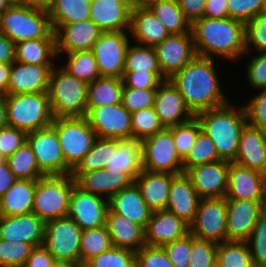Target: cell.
Returning a JSON list of instances; mask_svg holds the SVG:
<instances>
[{
	"instance_id": "1",
	"label": "cell",
	"mask_w": 266,
	"mask_h": 267,
	"mask_svg": "<svg viewBox=\"0 0 266 267\" xmlns=\"http://www.w3.org/2000/svg\"><path fill=\"white\" fill-rule=\"evenodd\" d=\"M215 58L195 56L169 80L179 90L191 113L220 107L230 100L223 92Z\"/></svg>"
},
{
	"instance_id": "2",
	"label": "cell",
	"mask_w": 266,
	"mask_h": 267,
	"mask_svg": "<svg viewBox=\"0 0 266 267\" xmlns=\"http://www.w3.org/2000/svg\"><path fill=\"white\" fill-rule=\"evenodd\" d=\"M191 34L197 56L236 63L246 53L245 23L239 20L202 17L191 23Z\"/></svg>"
},
{
	"instance_id": "3",
	"label": "cell",
	"mask_w": 266,
	"mask_h": 267,
	"mask_svg": "<svg viewBox=\"0 0 266 267\" xmlns=\"http://www.w3.org/2000/svg\"><path fill=\"white\" fill-rule=\"evenodd\" d=\"M196 118L202 131L215 144L218 156L233 162L238 152L240 133L247 124L244 106L239 107L229 101L220 107L198 113Z\"/></svg>"
},
{
	"instance_id": "4",
	"label": "cell",
	"mask_w": 266,
	"mask_h": 267,
	"mask_svg": "<svg viewBox=\"0 0 266 267\" xmlns=\"http://www.w3.org/2000/svg\"><path fill=\"white\" fill-rule=\"evenodd\" d=\"M88 84L54 66L50 74L48 95L54 118L80 117L87 112Z\"/></svg>"
},
{
	"instance_id": "5",
	"label": "cell",
	"mask_w": 266,
	"mask_h": 267,
	"mask_svg": "<svg viewBox=\"0 0 266 267\" xmlns=\"http://www.w3.org/2000/svg\"><path fill=\"white\" fill-rule=\"evenodd\" d=\"M0 32L15 44L24 40L56 38L47 11L27 5L10 6L0 14Z\"/></svg>"
},
{
	"instance_id": "6",
	"label": "cell",
	"mask_w": 266,
	"mask_h": 267,
	"mask_svg": "<svg viewBox=\"0 0 266 267\" xmlns=\"http://www.w3.org/2000/svg\"><path fill=\"white\" fill-rule=\"evenodd\" d=\"M8 126L25 132L48 127L52 114L48 93L6 95Z\"/></svg>"
},
{
	"instance_id": "7",
	"label": "cell",
	"mask_w": 266,
	"mask_h": 267,
	"mask_svg": "<svg viewBox=\"0 0 266 267\" xmlns=\"http://www.w3.org/2000/svg\"><path fill=\"white\" fill-rule=\"evenodd\" d=\"M74 184L71 174L43 175L36 180L32 212L44 222L67 217Z\"/></svg>"
},
{
	"instance_id": "8",
	"label": "cell",
	"mask_w": 266,
	"mask_h": 267,
	"mask_svg": "<svg viewBox=\"0 0 266 267\" xmlns=\"http://www.w3.org/2000/svg\"><path fill=\"white\" fill-rule=\"evenodd\" d=\"M51 126L56 130L66 164L73 169L90 151L97 135L85 116L54 118Z\"/></svg>"
},
{
	"instance_id": "9",
	"label": "cell",
	"mask_w": 266,
	"mask_h": 267,
	"mask_svg": "<svg viewBox=\"0 0 266 267\" xmlns=\"http://www.w3.org/2000/svg\"><path fill=\"white\" fill-rule=\"evenodd\" d=\"M82 229L71 218H57L45 222L43 246L58 263L80 264Z\"/></svg>"
},
{
	"instance_id": "10",
	"label": "cell",
	"mask_w": 266,
	"mask_h": 267,
	"mask_svg": "<svg viewBox=\"0 0 266 267\" xmlns=\"http://www.w3.org/2000/svg\"><path fill=\"white\" fill-rule=\"evenodd\" d=\"M142 169L151 172L183 173V159L179 156L170 128H164L141 141Z\"/></svg>"
},
{
	"instance_id": "11",
	"label": "cell",
	"mask_w": 266,
	"mask_h": 267,
	"mask_svg": "<svg viewBox=\"0 0 266 267\" xmlns=\"http://www.w3.org/2000/svg\"><path fill=\"white\" fill-rule=\"evenodd\" d=\"M130 39L129 31L101 33L91 50L96 58L101 77L123 78L126 51L131 43Z\"/></svg>"
},
{
	"instance_id": "12",
	"label": "cell",
	"mask_w": 266,
	"mask_h": 267,
	"mask_svg": "<svg viewBox=\"0 0 266 267\" xmlns=\"http://www.w3.org/2000/svg\"><path fill=\"white\" fill-rule=\"evenodd\" d=\"M27 142L35 155L39 170L44 175L71 174L66 164L56 130L48 127L27 133Z\"/></svg>"
},
{
	"instance_id": "13",
	"label": "cell",
	"mask_w": 266,
	"mask_h": 267,
	"mask_svg": "<svg viewBox=\"0 0 266 267\" xmlns=\"http://www.w3.org/2000/svg\"><path fill=\"white\" fill-rule=\"evenodd\" d=\"M227 206L226 198L200 199L189 233L197 239L216 243L227 241L226 235Z\"/></svg>"
},
{
	"instance_id": "14",
	"label": "cell",
	"mask_w": 266,
	"mask_h": 267,
	"mask_svg": "<svg viewBox=\"0 0 266 267\" xmlns=\"http://www.w3.org/2000/svg\"><path fill=\"white\" fill-rule=\"evenodd\" d=\"M85 117L99 138H132L131 113L121 103L90 108Z\"/></svg>"
},
{
	"instance_id": "15",
	"label": "cell",
	"mask_w": 266,
	"mask_h": 267,
	"mask_svg": "<svg viewBox=\"0 0 266 267\" xmlns=\"http://www.w3.org/2000/svg\"><path fill=\"white\" fill-rule=\"evenodd\" d=\"M107 211L106 198L84 191L74 184L67 217L73 219L82 230L106 226Z\"/></svg>"
},
{
	"instance_id": "16",
	"label": "cell",
	"mask_w": 266,
	"mask_h": 267,
	"mask_svg": "<svg viewBox=\"0 0 266 267\" xmlns=\"http://www.w3.org/2000/svg\"><path fill=\"white\" fill-rule=\"evenodd\" d=\"M230 161L218 160L189 168L185 174L200 199L225 197L228 188Z\"/></svg>"
},
{
	"instance_id": "17",
	"label": "cell",
	"mask_w": 266,
	"mask_h": 267,
	"mask_svg": "<svg viewBox=\"0 0 266 267\" xmlns=\"http://www.w3.org/2000/svg\"><path fill=\"white\" fill-rule=\"evenodd\" d=\"M227 241H247L258 216L264 211V202L246 199H226Z\"/></svg>"
},
{
	"instance_id": "18",
	"label": "cell",
	"mask_w": 266,
	"mask_h": 267,
	"mask_svg": "<svg viewBox=\"0 0 266 267\" xmlns=\"http://www.w3.org/2000/svg\"><path fill=\"white\" fill-rule=\"evenodd\" d=\"M155 50L160 70L167 79L196 56L191 33L169 34Z\"/></svg>"
},
{
	"instance_id": "19",
	"label": "cell",
	"mask_w": 266,
	"mask_h": 267,
	"mask_svg": "<svg viewBox=\"0 0 266 267\" xmlns=\"http://www.w3.org/2000/svg\"><path fill=\"white\" fill-rule=\"evenodd\" d=\"M52 28L56 36L57 57H61V54L92 50L93 44L102 33L91 19L52 25Z\"/></svg>"
},
{
	"instance_id": "20",
	"label": "cell",
	"mask_w": 266,
	"mask_h": 267,
	"mask_svg": "<svg viewBox=\"0 0 266 267\" xmlns=\"http://www.w3.org/2000/svg\"><path fill=\"white\" fill-rule=\"evenodd\" d=\"M54 66L12 62L7 95L48 93L50 74Z\"/></svg>"
},
{
	"instance_id": "21",
	"label": "cell",
	"mask_w": 266,
	"mask_h": 267,
	"mask_svg": "<svg viewBox=\"0 0 266 267\" xmlns=\"http://www.w3.org/2000/svg\"><path fill=\"white\" fill-rule=\"evenodd\" d=\"M154 109L164 128L185 123L194 115L185 104L179 90L167 79L156 90Z\"/></svg>"
},
{
	"instance_id": "22",
	"label": "cell",
	"mask_w": 266,
	"mask_h": 267,
	"mask_svg": "<svg viewBox=\"0 0 266 267\" xmlns=\"http://www.w3.org/2000/svg\"><path fill=\"white\" fill-rule=\"evenodd\" d=\"M189 234V225L176 214L164 209L153 211L144 228L145 245L163 246Z\"/></svg>"
},
{
	"instance_id": "23",
	"label": "cell",
	"mask_w": 266,
	"mask_h": 267,
	"mask_svg": "<svg viewBox=\"0 0 266 267\" xmlns=\"http://www.w3.org/2000/svg\"><path fill=\"white\" fill-rule=\"evenodd\" d=\"M45 222L36 214L0 216V239L43 245Z\"/></svg>"
},
{
	"instance_id": "24",
	"label": "cell",
	"mask_w": 266,
	"mask_h": 267,
	"mask_svg": "<svg viewBox=\"0 0 266 267\" xmlns=\"http://www.w3.org/2000/svg\"><path fill=\"white\" fill-rule=\"evenodd\" d=\"M75 184L84 191L102 196L109 200L120 190L129 187L134 181L123 172L106 169L88 172H71Z\"/></svg>"
},
{
	"instance_id": "25",
	"label": "cell",
	"mask_w": 266,
	"mask_h": 267,
	"mask_svg": "<svg viewBox=\"0 0 266 267\" xmlns=\"http://www.w3.org/2000/svg\"><path fill=\"white\" fill-rule=\"evenodd\" d=\"M264 173L230 162L226 199L263 202Z\"/></svg>"
},
{
	"instance_id": "26",
	"label": "cell",
	"mask_w": 266,
	"mask_h": 267,
	"mask_svg": "<svg viewBox=\"0 0 266 267\" xmlns=\"http://www.w3.org/2000/svg\"><path fill=\"white\" fill-rule=\"evenodd\" d=\"M234 163L266 172V131L246 124L239 138V147Z\"/></svg>"
},
{
	"instance_id": "27",
	"label": "cell",
	"mask_w": 266,
	"mask_h": 267,
	"mask_svg": "<svg viewBox=\"0 0 266 267\" xmlns=\"http://www.w3.org/2000/svg\"><path fill=\"white\" fill-rule=\"evenodd\" d=\"M199 200L190 178L185 173L172 178L166 210L190 225L195 218Z\"/></svg>"
},
{
	"instance_id": "28",
	"label": "cell",
	"mask_w": 266,
	"mask_h": 267,
	"mask_svg": "<svg viewBox=\"0 0 266 267\" xmlns=\"http://www.w3.org/2000/svg\"><path fill=\"white\" fill-rule=\"evenodd\" d=\"M106 170L123 172L133 181L142 172L141 141L131 139H111V158Z\"/></svg>"
},
{
	"instance_id": "29",
	"label": "cell",
	"mask_w": 266,
	"mask_h": 267,
	"mask_svg": "<svg viewBox=\"0 0 266 267\" xmlns=\"http://www.w3.org/2000/svg\"><path fill=\"white\" fill-rule=\"evenodd\" d=\"M108 208L113 213L123 215L143 228L152 215V210L143 200L140 190L134 182L129 187L114 194L108 200Z\"/></svg>"
},
{
	"instance_id": "30",
	"label": "cell",
	"mask_w": 266,
	"mask_h": 267,
	"mask_svg": "<svg viewBox=\"0 0 266 267\" xmlns=\"http://www.w3.org/2000/svg\"><path fill=\"white\" fill-rule=\"evenodd\" d=\"M174 176L170 173L142 170L134 179V183L139 188L143 200L152 212L166 209L170 185Z\"/></svg>"
},
{
	"instance_id": "31",
	"label": "cell",
	"mask_w": 266,
	"mask_h": 267,
	"mask_svg": "<svg viewBox=\"0 0 266 267\" xmlns=\"http://www.w3.org/2000/svg\"><path fill=\"white\" fill-rule=\"evenodd\" d=\"M129 32L135 43L154 48L169 35L149 8H136L131 12Z\"/></svg>"
},
{
	"instance_id": "32",
	"label": "cell",
	"mask_w": 266,
	"mask_h": 267,
	"mask_svg": "<svg viewBox=\"0 0 266 267\" xmlns=\"http://www.w3.org/2000/svg\"><path fill=\"white\" fill-rule=\"evenodd\" d=\"M90 18L102 32L129 31L131 11L116 0L90 3Z\"/></svg>"
},
{
	"instance_id": "33",
	"label": "cell",
	"mask_w": 266,
	"mask_h": 267,
	"mask_svg": "<svg viewBox=\"0 0 266 267\" xmlns=\"http://www.w3.org/2000/svg\"><path fill=\"white\" fill-rule=\"evenodd\" d=\"M106 227L115 247L137 252L145 245L144 228L123 215L113 213L109 208L106 214Z\"/></svg>"
},
{
	"instance_id": "34",
	"label": "cell",
	"mask_w": 266,
	"mask_h": 267,
	"mask_svg": "<svg viewBox=\"0 0 266 267\" xmlns=\"http://www.w3.org/2000/svg\"><path fill=\"white\" fill-rule=\"evenodd\" d=\"M36 180H19L0 198V216L32 213Z\"/></svg>"
},
{
	"instance_id": "35",
	"label": "cell",
	"mask_w": 266,
	"mask_h": 267,
	"mask_svg": "<svg viewBox=\"0 0 266 267\" xmlns=\"http://www.w3.org/2000/svg\"><path fill=\"white\" fill-rule=\"evenodd\" d=\"M56 38L24 40L15 44V61L34 65H57Z\"/></svg>"
},
{
	"instance_id": "36",
	"label": "cell",
	"mask_w": 266,
	"mask_h": 267,
	"mask_svg": "<svg viewBox=\"0 0 266 267\" xmlns=\"http://www.w3.org/2000/svg\"><path fill=\"white\" fill-rule=\"evenodd\" d=\"M124 84L121 78L99 77L88 84L87 111L90 108L121 103Z\"/></svg>"
},
{
	"instance_id": "37",
	"label": "cell",
	"mask_w": 266,
	"mask_h": 267,
	"mask_svg": "<svg viewBox=\"0 0 266 267\" xmlns=\"http://www.w3.org/2000/svg\"><path fill=\"white\" fill-rule=\"evenodd\" d=\"M87 0H53L47 10L51 25H66L90 18Z\"/></svg>"
},
{
	"instance_id": "38",
	"label": "cell",
	"mask_w": 266,
	"mask_h": 267,
	"mask_svg": "<svg viewBox=\"0 0 266 267\" xmlns=\"http://www.w3.org/2000/svg\"><path fill=\"white\" fill-rule=\"evenodd\" d=\"M149 9L169 34L191 33V23L184 16L176 0H159Z\"/></svg>"
},
{
	"instance_id": "39",
	"label": "cell",
	"mask_w": 266,
	"mask_h": 267,
	"mask_svg": "<svg viewBox=\"0 0 266 267\" xmlns=\"http://www.w3.org/2000/svg\"><path fill=\"white\" fill-rule=\"evenodd\" d=\"M124 71H150L162 81L167 80L160 70L155 48L137 43L131 42L127 48Z\"/></svg>"
},
{
	"instance_id": "40",
	"label": "cell",
	"mask_w": 266,
	"mask_h": 267,
	"mask_svg": "<svg viewBox=\"0 0 266 267\" xmlns=\"http://www.w3.org/2000/svg\"><path fill=\"white\" fill-rule=\"evenodd\" d=\"M67 56L63 68L67 73L89 84L100 77L96 58L91 50L64 54Z\"/></svg>"
},
{
	"instance_id": "41",
	"label": "cell",
	"mask_w": 266,
	"mask_h": 267,
	"mask_svg": "<svg viewBox=\"0 0 266 267\" xmlns=\"http://www.w3.org/2000/svg\"><path fill=\"white\" fill-rule=\"evenodd\" d=\"M217 267H254L250 249L245 241H223L218 243Z\"/></svg>"
},
{
	"instance_id": "42",
	"label": "cell",
	"mask_w": 266,
	"mask_h": 267,
	"mask_svg": "<svg viewBox=\"0 0 266 267\" xmlns=\"http://www.w3.org/2000/svg\"><path fill=\"white\" fill-rule=\"evenodd\" d=\"M6 160L10 170L19 180H37L44 175L37 166L35 155L28 142L20 146Z\"/></svg>"
},
{
	"instance_id": "43",
	"label": "cell",
	"mask_w": 266,
	"mask_h": 267,
	"mask_svg": "<svg viewBox=\"0 0 266 267\" xmlns=\"http://www.w3.org/2000/svg\"><path fill=\"white\" fill-rule=\"evenodd\" d=\"M112 246L106 226L83 230L80 239V264H86Z\"/></svg>"
},
{
	"instance_id": "44",
	"label": "cell",
	"mask_w": 266,
	"mask_h": 267,
	"mask_svg": "<svg viewBox=\"0 0 266 267\" xmlns=\"http://www.w3.org/2000/svg\"><path fill=\"white\" fill-rule=\"evenodd\" d=\"M222 160L216 151L215 144L202 130L191 147L188 155L183 159V173L197 165L212 163Z\"/></svg>"
},
{
	"instance_id": "45",
	"label": "cell",
	"mask_w": 266,
	"mask_h": 267,
	"mask_svg": "<svg viewBox=\"0 0 266 267\" xmlns=\"http://www.w3.org/2000/svg\"><path fill=\"white\" fill-rule=\"evenodd\" d=\"M111 158V139L99 138L95 140L90 151L80 160L71 172H88L104 169Z\"/></svg>"
},
{
	"instance_id": "46",
	"label": "cell",
	"mask_w": 266,
	"mask_h": 267,
	"mask_svg": "<svg viewBox=\"0 0 266 267\" xmlns=\"http://www.w3.org/2000/svg\"><path fill=\"white\" fill-rule=\"evenodd\" d=\"M132 138L144 140L164 129L154 107L137 110L131 113Z\"/></svg>"
},
{
	"instance_id": "47",
	"label": "cell",
	"mask_w": 266,
	"mask_h": 267,
	"mask_svg": "<svg viewBox=\"0 0 266 267\" xmlns=\"http://www.w3.org/2000/svg\"><path fill=\"white\" fill-rule=\"evenodd\" d=\"M179 156L184 159L194 145L198 133L202 130L199 120L194 116L189 121L170 127Z\"/></svg>"
},
{
	"instance_id": "48",
	"label": "cell",
	"mask_w": 266,
	"mask_h": 267,
	"mask_svg": "<svg viewBox=\"0 0 266 267\" xmlns=\"http://www.w3.org/2000/svg\"><path fill=\"white\" fill-rule=\"evenodd\" d=\"M254 267H266V209L258 216L249 239L246 241Z\"/></svg>"
},
{
	"instance_id": "49",
	"label": "cell",
	"mask_w": 266,
	"mask_h": 267,
	"mask_svg": "<svg viewBox=\"0 0 266 267\" xmlns=\"http://www.w3.org/2000/svg\"><path fill=\"white\" fill-rule=\"evenodd\" d=\"M34 246L0 239V267H23Z\"/></svg>"
},
{
	"instance_id": "50",
	"label": "cell",
	"mask_w": 266,
	"mask_h": 267,
	"mask_svg": "<svg viewBox=\"0 0 266 267\" xmlns=\"http://www.w3.org/2000/svg\"><path fill=\"white\" fill-rule=\"evenodd\" d=\"M245 47L246 53L266 52V13L256 14L250 21L245 23ZM251 47V48H250Z\"/></svg>"
},
{
	"instance_id": "51",
	"label": "cell",
	"mask_w": 266,
	"mask_h": 267,
	"mask_svg": "<svg viewBox=\"0 0 266 267\" xmlns=\"http://www.w3.org/2000/svg\"><path fill=\"white\" fill-rule=\"evenodd\" d=\"M85 265L88 267H135V252L112 246L106 252L90 259Z\"/></svg>"
},
{
	"instance_id": "52",
	"label": "cell",
	"mask_w": 266,
	"mask_h": 267,
	"mask_svg": "<svg viewBox=\"0 0 266 267\" xmlns=\"http://www.w3.org/2000/svg\"><path fill=\"white\" fill-rule=\"evenodd\" d=\"M218 243L197 239L191 234L189 267H216Z\"/></svg>"
},
{
	"instance_id": "53",
	"label": "cell",
	"mask_w": 266,
	"mask_h": 267,
	"mask_svg": "<svg viewBox=\"0 0 266 267\" xmlns=\"http://www.w3.org/2000/svg\"><path fill=\"white\" fill-rule=\"evenodd\" d=\"M157 89L139 90L123 87L121 104L130 112L154 107L155 93Z\"/></svg>"
},
{
	"instance_id": "54",
	"label": "cell",
	"mask_w": 266,
	"mask_h": 267,
	"mask_svg": "<svg viewBox=\"0 0 266 267\" xmlns=\"http://www.w3.org/2000/svg\"><path fill=\"white\" fill-rule=\"evenodd\" d=\"M258 93L248 99L243 106L247 124L266 131V89H261Z\"/></svg>"
},
{
	"instance_id": "55",
	"label": "cell",
	"mask_w": 266,
	"mask_h": 267,
	"mask_svg": "<svg viewBox=\"0 0 266 267\" xmlns=\"http://www.w3.org/2000/svg\"><path fill=\"white\" fill-rule=\"evenodd\" d=\"M266 0H228V17L243 23L263 13Z\"/></svg>"
},
{
	"instance_id": "56",
	"label": "cell",
	"mask_w": 266,
	"mask_h": 267,
	"mask_svg": "<svg viewBox=\"0 0 266 267\" xmlns=\"http://www.w3.org/2000/svg\"><path fill=\"white\" fill-rule=\"evenodd\" d=\"M135 267H174L162 246H142L135 252Z\"/></svg>"
},
{
	"instance_id": "57",
	"label": "cell",
	"mask_w": 266,
	"mask_h": 267,
	"mask_svg": "<svg viewBox=\"0 0 266 267\" xmlns=\"http://www.w3.org/2000/svg\"><path fill=\"white\" fill-rule=\"evenodd\" d=\"M163 249L174 267H189L191 251V234L164 244Z\"/></svg>"
},
{
	"instance_id": "58",
	"label": "cell",
	"mask_w": 266,
	"mask_h": 267,
	"mask_svg": "<svg viewBox=\"0 0 266 267\" xmlns=\"http://www.w3.org/2000/svg\"><path fill=\"white\" fill-rule=\"evenodd\" d=\"M251 56L246 67V73L248 83L251 88L256 89H266V52H258Z\"/></svg>"
},
{
	"instance_id": "59",
	"label": "cell",
	"mask_w": 266,
	"mask_h": 267,
	"mask_svg": "<svg viewBox=\"0 0 266 267\" xmlns=\"http://www.w3.org/2000/svg\"><path fill=\"white\" fill-rule=\"evenodd\" d=\"M25 142H27V132L11 126L0 128V153L5 159Z\"/></svg>"
},
{
	"instance_id": "60",
	"label": "cell",
	"mask_w": 266,
	"mask_h": 267,
	"mask_svg": "<svg viewBox=\"0 0 266 267\" xmlns=\"http://www.w3.org/2000/svg\"><path fill=\"white\" fill-rule=\"evenodd\" d=\"M122 80L124 87L139 90L157 89L163 82L155 73L150 71H124Z\"/></svg>"
},
{
	"instance_id": "61",
	"label": "cell",
	"mask_w": 266,
	"mask_h": 267,
	"mask_svg": "<svg viewBox=\"0 0 266 267\" xmlns=\"http://www.w3.org/2000/svg\"><path fill=\"white\" fill-rule=\"evenodd\" d=\"M58 262L43 246H36L32 249L23 267H55Z\"/></svg>"
},
{
	"instance_id": "62",
	"label": "cell",
	"mask_w": 266,
	"mask_h": 267,
	"mask_svg": "<svg viewBox=\"0 0 266 267\" xmlns=\"http://www.w3.org/2000/svg\"><path fill=\"white\" fill-rule=\"evenodd\" d=\"M184 16L192 23L202 18L206 0H176Z\"/></svg>"
},
{
	"instance_id": "63",
	"label": "cell",
	"mask_w": 266,
	"mask_h": 267,
	"mask_svg": "<svg viewBox=\"0 0 266 267\" xmlns=\"http://www.w3.org/2000/svg\"><path fill=\"white\" fill-rule=\"evenodd\" d=\"M203 17L210 19L228 17V0H206Z\"/></svg>"
},
{
	"instance_id": "64",
	"label": "cell",
	"mask_w": 266,
	"mask_h": 267,
	"mask_svg": "<svg viewBox=\"0 0 266 267\" xmlns=\"http://www.w3.org/2000/svg\"><path fill=\"white\" fill-rule=\"evenodd\" d=\"M15 61V43L0 32V63Z\"/></svg>"
},
{
	"instance_id": "65",
	"label": "cell",
	"mask_w": 266,
	"mask_h": 267,
	"mask_svg": "<svg viewBox=\"0 0 266 267\" xmlns=\"http://www.w3.org/2000/svg\"><path fill=\"white\" fill-rule=\"evenodd\" d=\"M17 180L13 172L10 170L7 160L0 163V198Z\"/></svg>"
},
{
	"instance_id": "66",
	"label": "cell",
	"mask_w": 266,
	"mask_h": 267,
	"mask_svg": "<svg viewBox=\"0 0 266 267\" xmlns=\"http://www.w3.org/2000/svg\"><path fill=\"white\" fill-rule=\"evenodd\" d=\"M11 63H0V94L7 95Z\"/></svg>"
},
{
	"instance_id": "67",
	"label": "cell",
	"mask_w": 266,
	"mask_h": 267,
	"mask_svg": "<svg viewBox=\"0 0 266 267\" xmlns=\"http://www.w3.org/2000/svg\"><path fill=\"white\" fill-rule=\"evenodd\" d=\"M53 0H25V5L40 10L47 11Z\"/></svg>"
},
{
	"instance_id": "68",
	"label": "cell",
	"mask_w": 266,
	"mask_h": 267,
	"mask_svg": "<svg viewBox=\"0 0 266 267\" xmlns=\"http://www.w3.org/2000/svg\"><path fill=\"white\" fill-rule=\"evenodd\" d=\"M8 126L6 95L0 94V128Z\"/></svg>"
},
{
	"instance_id": "69",
	"label": "cell",
	"mask_w": 266,
	"mask_h": 267,
	"mask_svg": "<svg viewBox=\"0 0 266 267\" xmlns=\"http://www.w3.org/2000/svg\"><path fill=\"white\" fill-rule=\"evenodd\" d=\"M159 0H135L136 8H149L152 4L157 3Z\"/></svg>"
},
{
	"instance_id": "70",
	"label": "cell",
	"mask_w": 266,
	"mask_h": 267,
	"mask_svg": "<svg viewBox=\"0 0 266 267\" xmlns=\"http://www.w3.org/2000/svg\"><path fill=\"white\" fill-rule=\"evenodd\" d=\"M126 6L131 12L135 9V0H116Z\"/></svg>"
},
{
	"instance_id": "71",
	"label": "cell",
	"mask_w": 266,
	"mask_h": 267,
	"mask_svg": "<svg viewBox=\"0 0 266 267\" xmlns=\"http://www.w3.org/2000/svg\"><path fill=\"white\" fill-rule=\"evenodd\" d=\"M9 7L10 5L6 0H0V14H2Z\"/></svg>"
},
{
	"instance_id": "72",
	"label": "cell",
	"mask_w": 266,
	"mask_h": 267,
	"mask_svg": "<svg viewBox=\"0 0 266 267\" xmlns=\"http://www.w3.org/2000/svg\"><path fill=\"white\" fill-rule=\"evenodd\" d=\"M10 6L25 5V0H6Z\"/></svg>"
},
{
	"instance_id": "73",
	"label": "cell",
	"mask_w": 266,
	"mask_h": 267,
	"mask_svg": "<svg viewBox=\"0 0 266 267\" xmlns=\"http://www.w3.org/2000/svg\"><path fill=\"white\" fill-rule=\"evenodd\" d=\"M263 202L264 206H266V172L264 173Z\"/></svg>"
},
{
	"instance_id": "74",
	"label": "cell",
	"mask_w": 266,
	"mask_h": 267,
	"mask_svg": "<svg viewBox=\"0 0 266 267\" xmlns=\"http://www.w3.org/2000/svg\"><path fill=\"white\" fill-rule=\"evenodd\" d=\"M55 267H78V264H74V263H57Z\"/></svg>"
},
{
	"instance_id": "75",
	"label": "cell",
	"mask_w": 266,
	"mask_h": 267,
	"mask_svg": "<svg viewBox=\"0 0 266 267\" xmlns=\"http://www.w3.org/2000/svg\"><path fill=\"white\" fill-rule=\"evenodd\" d=\"M6 159L2 156V154L0 153V163L5 161Z\"/></svg>"
},
{
	"instance_id": "76",
	"label": "cell",
	"mask_w": 266,
	"mask_h": 267,
	"mask_svg": "<svg viewBox=\"0 0 266 267\" xmlns=\"http://www.w3.org/2000/svg\"><path fill=\"white\" fill-rule=\"evenodd\" d=\"M78 267H88V266L85 264H78Z\"/></svg>"
}]
</instances>
